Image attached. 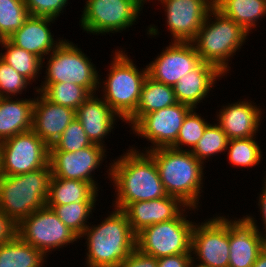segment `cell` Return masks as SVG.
Returning a JSON list of instances; mask_svg holds the SVG:
<instances>
[{"mask_svg":"<svg viewBox=\"0 0 266 267\" xmlns=\"http://www.w3.org/2000/svg\"><path fill=\"white\" fill-rule=\"evenodd\" d=\"M128 151L109 169L118 189L115 209L124 210L130 203L168 196L153 157L148 152Z\"/></svg>","mask_w":266,"mask_h":267,"instance_id":"obj_1","label":"cell"},{"mask_svg":"<svg viewBox=\"0 0 266 267\" xmlns=\"http://www.w3.org/2000/svg\"><path fill=\"white\" fill-rule=\"evenodd\" d=\"M87 266L117 267L136 248V234L132 231L123 210L116 209L97 226H88Z\"/></svg>","mask_w":266,"mask_h":267,"instance_id":"obj_2","label":"cell"},{"mask_svg":"<svg viewBox=\"0 0 266 267\" xmlns=\"http://www.w3.org/2000/svg\"><path fill=\"white\" fill-rule=\"evenodd\" d=\"M147 152L155 161L166 193L179 198L187 208H196L202 188L203 162H200L190 150H176L170 147Z\"/></svg>","mask_w":266,"mask_h":267,"instance_id":"obj_3","label":"cell"},{"mask_svg":"<svg viewBox=\"0 0 266 267\" xmlns=\"http://www.w3.org/2000/svg\"><path fill=\"white\" fill-rule=\"evenodd\" d=\"M51 176L49 164L24 174L0 175V210L18 224L44 207Z\"/></svg>","mask_w":266,"mask_h":267,"instance_id":"obj_4","label":"cell"},{"mask_svg":"<svg viewBox=\"0 0 266 267\" xmlns=\"http://www.w3.org/2000/svg\"><path fill=\"white\" fill-rule=\"evenodd\" d=\"M212 14V17L215 16V22L210 24L209 18ZM247 34L242 26L213 7L192 43L202 62L214 65L225 74L229 70L226 61L241 48Z\"/></svg>","mask_w":266,"mask_h":267,"instance_id":"obj_5","label":"cell"},{"mask_svg":"<svg viewBox=\"0 0 266 267\" xmlns=\"http://www.w3.org/2000/svg\"><path fill=\"white\" fill-rule=\"evenodd\" d=\"M123 53L115 52L108 80L104 83L103 99L121 120L126 121L136 111L148 68L139 71L132 59Z\"/></svg>","mask_w":266,"mask_h":267,"instance_id":"obj_6","label":"cell"},{"mask_svg":"<svg viewBox=\"0 0 266 267\" xmlns=\"http://www.w3.org/2000/svg\"><path fill=\"white\" fill-rule=\"evenodd\" d=\"M182 212L170 221L155 223L136 234V248L159 259L181 253H191L194 224Z\"/></svg>","mask_w":266,"mask_h":267,"instance_id":"obj_7","label":"cell"},{"mask_svg":"<svg viewBox=\"0 0 266 267\" xmlns=\"http://www.w3.org/2000/svg\"><path fill=\"white\" fill-rule=\"evenodd\" d=\"M49 164V146L31 129L0 142V175L14 176Z\"/></svg>","mask_w":266,"mask_h":267,"instance_id":"obj_8","label":"cell"},{"mask_svg":"<svg viewBox=\"0 0 266 267\" xmlns=\"http://www.w3.org/2000/svg\"><path fill=\"white\" fill-rule=\"evenodd\" d=\"M88 59L72 42L62 41L52 54L50 52L44 83L72 82L84 87L90 94L95 93L100 81L98 72Z\"/></svg>","mask_w":266,"mask_h":267,"instance_id":"obj_9","label":"cell"},{"mask_svg":"<svg viewBox=\"0 0 266 267\" xmlns=\"http://www.w3.org/2000/svg\"><path fill=\"white\" fill-rule=\"evenodd\" d=\"M17 236L44 255L51 248H59L79 238L47 205L17 224Z\"/></svg>","mask_w":266,"mask_h":267,"instance_id":"obj_10","label":"cell"},{"mask_svg":"<svg viewBox=\"0 0 266 267\" xmlns=\"http://www.w3.org/2000/svg\"><path fill=\"white\" fill-rule=\"evenodd\" d=\"M140 10L133 0H88L80 20L81 27L96 34L125 30L133 25Z\"/></svg>","mask_w":266,"mask_h":267,"instance_id":"obj_11","label":"cell"},{"mask_svg":"<svg viewBox=\"0 0 266 267\" xmlns=\"http://www.w3.org/2000/svg\"><path fill=\"white\" fill-rule=\"evenodd\" d=\"M229 220L217 217L194 225L191 236V252L206 267L229 266Z\"/></svg>","mask_w":266,"mask_h":267,"instance_id":"obj_12","label":"cell"},{"mask_svg":"<svg viewBox=\"0 0 266 267\" xmlns=\"http://www.w3.org/2000/svg\"><path fill=\"white\" fill-rule=\"evenodd\" d=\"M191 109L190 106L178 102L145 114L132 129L153 143L154 148L149 150L170 148L176 142L184 118Z\"/></svg>","mask_w":266,"mask_h":267,"instance_id":"obj_13","label":"cell"},{"mask_svg":"<svg viewBox=\"0 0 266 267\" xmlns=\"http://www.w3.org/2000/svg\"><path fill=\"white\" fill-rule=\"evenodd\" d=\"M202 63L192 42H172L165 51L150 63L148 76L153 80L174 87L179 79Z\"/></svg>","mask_w":266,"mask_h":267,"instance_id":"obj_14","label":"cell"},{"mask_svg":"<svg viewBox=\"0 0 266 267\" xmlns=\"http://www.w3.org/2000/svg\"><path fill=\"white\" fill-rule=\"evenodd\" d=\"M160 2L166 8L167 25L174 42H192L214 7L212 0H160Z\"/></svg>","mask_w":266,"mask_h":267,"instance_id":"obj_15","label":"cell"},{"mask_svg":"<svg viewBox=\"0 0 266 267\" xmlns=\"http://www.w3.org/2000/svg\"><path fill=\"white\" fill-rule=\"evenodd\" d=\"M103 146L92 144L76 152L49 151V165L54 177L81 180L96 187L91 172L99 167L105 156Z\"/></svg>","mask_w":266,"mask_h":267,"instance_id":"obj_16","label":"cell"},{"mask_svg":"<svg viewBox=\"0 0 266 267\" xmlns=\"http://www.w3.org/2000/svg\"><path fill=\"white\" fill-rule=\"evenodd\" d=\"M229 221V266L252 267L263 248V234L254 218Z\"/></svg>","mask_w":266,"mask_h":267,"instance_id":"obj_17","label":"cell"},{"mask_svg":"<svg viewBox=\"0 0 266 267\" xmlns=\"http://www.w3.org/2000/svg\"><path fill=\"white\" fill-rule=\"evenodd\" d=\"M40 95L34 102L32 130L51 147L76 119V111L49 101L42 93Z\"/></svg>","mask_w":266,"mask_h":267,"instance_id":"obj_18","label":"cell"},{"mask_svg":"<svg viewBox=\"0 0 266 267\" xmlns=\"http://www.w3.org/2000/svg\"><path fill=\"white\" fill-rule=\"evenodd\" d=\"M187 207L175 196H165L149 201L130 203L123 211L128 217L132 231L137 234L143 228L175 219Z\"/></svg>","mask_w":266,"mask_h":267,"instance_id":"obj_19","label":"cell"},{"mask_svg":"<svg viewBox=\"0 0 266 267\" xmlns=\"http://www.w3.org/2000/svg\"><path fill=\"white\" fill-rule=\"evenodd\" d=\"M49 17L29 16L22 27L15 31L8 40L21 49L31 52L41 59L45 54L53 51L63 40L54 43L50 29ZM56 44V45H55ZM54 45V46H53ZM44 54V55H43Z\"/></svg>","mask_w":266,"mask_h":267,"instance_id":"obj_20","label":"cell"},{"mask_svg":"<svg viewBox=\"0 0 266 267\" xmlns=\"http://www.w3.org/2000/svg\"><path fill=\"white\" fill-rule=\"evenodd\" d=\"M116 115L104 100L93 94L76 109V119L82 124L88 139L100 146H104L103 138L113 129Z\"/></svg>","mask_w":266,"mask_h":267,"instance_id":"obj_21","label":"cell"},{"mask_svg":"<svg viewBox=\"0 0 266 267\" xmlns=\"http://www.w3.org/2000/svg\"><path fill=\"white\" fill-rule=\"evenodd\" d=\"M219 112L217 121L229 140L254 137L262 115L259 108L246 101L231 104Z\"/></svg>","mask_w":266,"mask_h":267,"instance_id":"obj_22","label":"cell"},{"mask_svg":"<svg viewBox=\"0 0 266 267\" xmlns=\"http://www.w3.org/2000/svg\"><path fill=\"white\" fill-rule=\"evenodd\" d=\"M223 74L209 63L202 62L196 69L190 71L180 78L174 85V93L177 102L195 109L211 89L217 77Z\"/></svg>","mask_w":266,"mask_h":267,"instance_id":"obj_23","label":"cell"},{"mask_svg":"<svg viewBox=\"0 0 266 267\" xmlns=\"http://www.w3.org/2000/svg\"><path fill=\"white\" fill-rule=\"evenodd\" d=\"M34 102L0 97V142L32 129Z\"/></svg>","mask_w":266,"mask_h":267,"instance_id":"obj_24","label":"cell"},{"mask_svg":"<svg viewBox=\"0 0 266 267\" xmlns=\"http://www.w3.org/2000/svg\"><path fill=\"white\" fill-rule=\"evenodd\" d=\"M97 188L89 182L51 176L46 205L94 204Z\"/></svg>","mask_w":266,"mask_h":267,"instance_id":"obj_25","label":"cell"},{"mask_svg":"<svg viewBox=\"0 0 266 267\" xmlns=\"http://www.w3.org/2000/svg\"><path fill=\"white\" fill-rule=\"evenodd\" d=\"M178 103L174 88L147 76L136 111L126 120L133 126L145 115Z\"/></svg>","mask_w":266,"mask_h":267,"instance_id":"obj_26","label":"cell"},{"mask_svg":"<svg viewBox=\"0 0 266 267\" xmlns=\"http://www.w3.org/2000/svg\"><path fill=\"white\" fill-rule=\"evenodd\" d=\"M214 7L248 33L259 17L266 14L265 0H215Z\"/></svg>","mask_w":266,"mask_h":267,"instance_id":"obj_27","label":"cell"},{"mask_svg":"<svg viewBox=\"0 0 266 267\" xmlns=\"http://www.w3.org/2000/svg\"><path fill=\"white\" fill-rule=\"evenodd\" d=\"M45 255L18 236L0 245V267H41Z\"/></svg>","mask_w":266,"mask_h":267,"instance_id":"obj_28","label":"cell"},{"mask_svg":"<svg viewBox=\"0 0 266 267\" xmlns=\"http://www.w3.org/2000/svg\"><path fill=\"white\" fill-rule=\"evenodd\" d=\"M41 87L36 91L41 92L49 101L75 111L91 95L84 87L72 82L43 83Z\"/></svg>","mask_w":266,"mask_h":267,"instance_id":"obj_29","label":"cell"},{"mask_svg":"<svg viewBox=\"0 0 266 267\" xmlns=\"http://www.w3.org/2000/svg\"><path fill=\"white\" fill-rule=\"evenodd\" d=\"M0 44L6 48L5 54H0V58L9 64L15 71L31 81L38 74L42 65V59L35 54L16 47L8 39H1Z\"/></svg>","mask_w":266,"mask_h":267,"instance_id":"obj_30","label":"cell"},{"mask_svg":"<svg viewBox=\"0 0 266 267\" xmlns=\"http://www.w3.org/2000/svg\"><path fill=\"white\" fill-rule=\"evenodd\" d=\"M29 16L24 0H0V38L8 39Z\"/></svg>","mask_w":266,"mask_h":267,"instance_id":"obj_31","label":"cell"},{"mask_svg":"<svg viewBox=\"0 0 266 267\" xmlns=\"http://www.w3.org/2000/svg\"><path fill=\"white\" fill-rule=\"evenodd\" d=\"M94 205L95 204L70 203L47 206L50 207L58 218L80 239L85 229L88 227V225H86V219L87 217L89 218L93 207H95Z\"/></svg>","mask_w":266,"mask_h":267,"instance_id":"obj_32","label":"cell"},{"mask_svg":"<svg viewBox=\"0 0 266 267\" xmlns=\"http://www.w3.org/2000/svg\"><path fill=\"white\" fill-rule=\"evenodd\" d=\"M228 145V158L233 165L252 167L259 164L262 152L253 137L231 139Z\"/></svg>","mask_w":266,"mask_h":267,"instance_id":"obj_33","label":"cell"},{"mask_svg":"<svg viewBox=\"0 0 266 267\" xmlns=\"http://www.w3.org/2000/svg\"><path fill=\"white\" fill-rule=\"evenodd\" d=\"M228 142L229 138L219 125L209 124L196 146L190 151L200 162H203L207 157L227 150Z\"/></svg>","mask_w":266,"mask_h":267,"instance_id":"obj_34","label":"cell"},{"mask_svg":"<svg viewBox=\"0 0 266 267\" xmlns=\"http://www.w3.org/2000/svg\"><path fill=\"white\" fill-rule=\"evenodd\" d=\"M91 145L92 142L88 139L82 124L74 119L53 146L49 147V151L76 152Z\"/></svg>","mask_w":266,"mask_h":267,"instance_id":"obj_35","label":"cell"},{"mask_svg":"<svg viewBox=\"0 0 266 267\" xmlns=\"http://www.w3.org/2000/svg\"><path fill=\"white\" fill-rule=\"evenodd\" d=\"M193 111L194 109L192 108L184 118L177 140L171 148L181 150L180 145L185 144L191 146V150H193L203 136V133L209 124L204 121L205 119L201 118Z\"/></svg>","mask_w":266,"mask_h":267,"instance_id":"obj_36","label":"cell"},{"mask_svg":"<svg viewBox=\"0 0 266 267\" xmlns=\"http://www.w3.org/2000/svg\"><path fill=\"white\" fill-rule=\"evenodd\" d=\"M28 81L0 58V97L9 98V94L13 96V94L22 92L29 84Z\"/></svg>","mask_w":266,"mask_h":267,"instance_id":"obj_37","label":"cell"},{"mask_svg":"<svg viewBox=\"0 0 266 267\" xmlns=\"http://www.w3.org/2000/svg\"><path fill=\"white\" fill-rule=\"evenodd\" d=\"M68 0H24L31 16L55 19L64 9Z\"/></svg>","mask_w":266,"mask_h":267,"instance_id":"obj_38","label":"cell"},{"mask_svg":"<svg viewBox=\"0 0 266 267\" xmlns=\"http://www.w3.org/2000/svg\"><path fill=\"white\" fill-rule=\"evenodd\" d=\"M117 267H158L157 258L145 254L137 248Z\"/></svg>","mask_w":266,"mask_h":267,"instance_id":"obj_39","label":"cell"},{"mask_svg":"<svg viewBox=\"0 0 266 267\" xmlns=\"http://www.w3.org/2000/svg\"><path fill=\"white\" fill-rule=\"evenodd\" d=\"M17 236V224L0 210V245Z\"/></svg>","mask_w":266,"mask_h":267,"instance_id":"obj_40","label":"cell"},{"mask_svg":"<svg viewBox=\"0 0 266 267\" xmlns=\"http://www.w3.org/2000/svg\"><path fill=\"white\" fill-rule=\"evenodd\" d=\"M191 253H181L157 259L158 267H187Z\"/></svg>","mask_w":266,"mask_h":267,"instance_id":"obj_41","label":"cell"},{"mask_svg":"<svg viewBox=\"0 0 266 267\" xmlns=\"http://www.w3.org/2000/svg\"><path fill=\"white\" fill-rule=\"evenodd\" d=\"M265 186L263 187L264 189L262 190V194H261V197L259 198V205L260 206V212H262V218L263 219V222L265 224V231L266 232V180H265Z\"/></svg>","mask_w":266,"mask_h":267,"instance_id":"obj_42","label":"cell"},{"mask_svg":"<svg viewBox=\"0 0 266 267\" xmlns=\"http://www.w3.org/2000/svg\"><path fill=\"white\" fill-rule=\"evenodd\" d=\"M252 267H266V251L263 250Z\"/></svg>","mask_w":266,"mask_h":267,"instance_id":"obj_43","label":"cell"},{"mask_svg":"<svg viewBox=\"0 0 266 267\" xmlns=\"http://www.w3.org/2000/svg\"><path fill=\"white\" fill-rule=\"evenodd\" d=\"M194 260L191 258L190 259V261L188 262V265H187V267H206V266H204L203 264H198L197 266H193V264H194V262H193Z\"/></svg>","mask_w":266,"mask_h":267,"instance_id":"obj_44","label":"cell"},{"mask_svg":"<svg viewBox=\"0 0 266 267\" xmlns=\"http://www.w3.org/2000/svg\"><path fill=\"white\" fill-rule=\"evenodd\" d=\"M136 4H138L140 7H142L141 5H143V3L145 2V0H133Z\"/></svg>","mask_w":266,"mask_h":267,"instance_id":"obj_45","label":"cell"},{"mask_svg":"<svg viewBox=\"0 0 266 267\" xmlns=\"http://www.w3.org/2000/svg\"><path fill=\"white\" fill-rule=\"evenodd\" d=\"M263 248L266 251V234L263 235Z\"/></svg>","mask_w":266,"mask_h":267,"instance_id":"obj_46","label":"cell"}]
</instances>
